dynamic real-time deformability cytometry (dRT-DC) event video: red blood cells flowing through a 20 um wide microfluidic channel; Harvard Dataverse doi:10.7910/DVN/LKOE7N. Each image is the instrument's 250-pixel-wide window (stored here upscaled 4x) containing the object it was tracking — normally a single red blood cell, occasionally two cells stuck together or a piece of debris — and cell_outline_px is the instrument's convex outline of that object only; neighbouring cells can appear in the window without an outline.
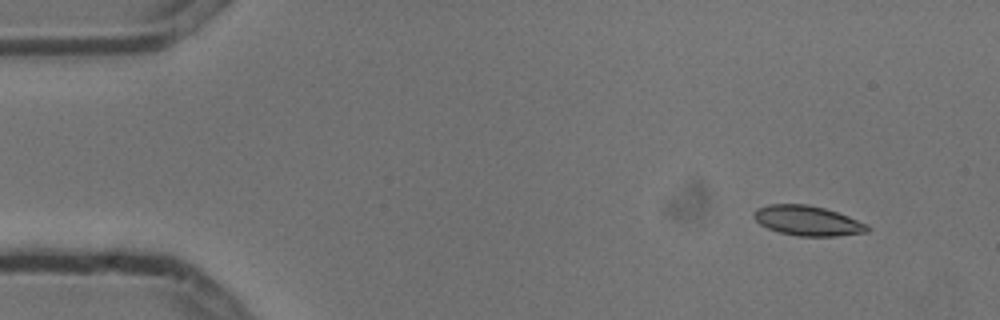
{"species": "common noctule bat (a hibernating species)", "species_latin": "Nyctalus noctula", "temperature_condition": "cold", "stored_images_in_passage": 4, "camera_frame_rate_fps": 3000, "um_per_image_px": 0.085, "animal": {"sex": "male", "body_mass_g": 13.3}, "frame": {"image": 1, "passage_image": 1, "time_ms": 0.0, "image_size_px": [1000, 320], "cell_outline_px": [[872, 228], [868, 232], [836, 236], [796, 236], [780, 232], [768, 228], [760, 224], [752, 216], [752, 212], [756, 208], [768, 204], [808, 204], [824, 208], [848, 216], [868, 224]], "centroid_in_image_um": [68.64, 18.76], "position_along_channel_um": 16.4, "area_um2": 19.94}}
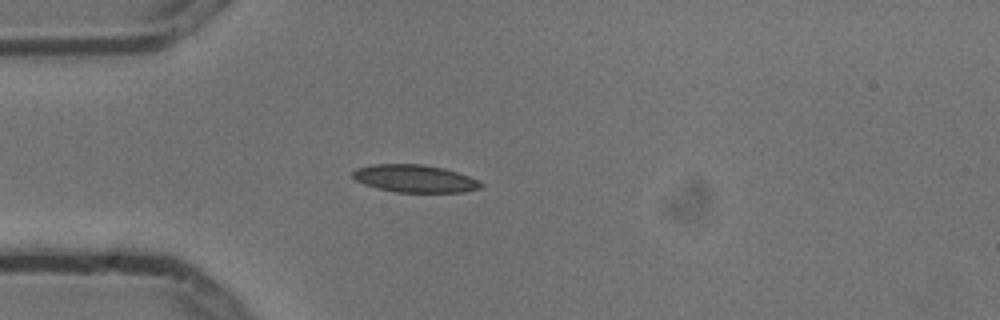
{"frame": {"image": 2, "passage_image": 4, "time_ms": 1.0, "image_size_px": [1000, 320], "cell_outline_px": [[484, 184], [480, 188], [464, 192], [396, 192], [376, 188], [364, 184], [356, 180], [352, 176], [352, 172], [356, 168], [372, 164], [424, 164], [444, 168], [468, 176]], "centroid_in_image_um": [35.22, 15.17], "position_along_channel_um": 49.8, "area_um2": 20.58}}